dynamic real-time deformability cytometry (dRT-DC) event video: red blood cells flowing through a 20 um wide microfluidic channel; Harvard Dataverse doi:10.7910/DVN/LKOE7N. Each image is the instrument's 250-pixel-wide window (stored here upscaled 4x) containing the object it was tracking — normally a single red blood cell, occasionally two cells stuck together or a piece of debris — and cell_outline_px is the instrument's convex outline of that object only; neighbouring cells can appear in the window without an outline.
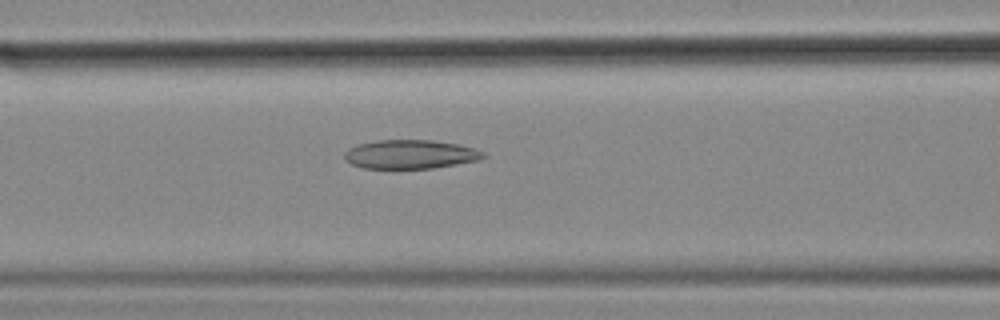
{"species": "common noctule bat (a hibernating species)", "species_latin": "Nyctalus noctula", "temperature_condition": "cold", "stored_images_in_passage": 53, "camera_frame_rate_fps": 3000, "um_per_image_px": 0.085, "animal": {"sex": "female", "body_mass_g": 18.4}, "frame": {"image": 1, "passage_image": 23, "time_ms": 7.333, "image_size_px": [1000, 320], "cell_outline_px": [[488, 156], [480, 160], [432, 168], [364, 168], [352, 164], [344, 160], [344, 152], [348, 148], [360, 144], [376, 140], [432, 140], [456, 144], [476, 148], [484, 152]], "centroid_in_image_um": [34.89, 13.11], "position_along_channel_um": 131.7, "area_um2": 23.41}, "authors_computed_cell_mechanics": {"area_um2": 24.854, "velocity_mm_per_s": 3.5651, "shape_relaxation_time_tau1_ms": null, "shape_relaxation_time_tau2_ms": 5.4329, "deformation_change_tau1": null, "deformation_change_tau2": 0.1534}}